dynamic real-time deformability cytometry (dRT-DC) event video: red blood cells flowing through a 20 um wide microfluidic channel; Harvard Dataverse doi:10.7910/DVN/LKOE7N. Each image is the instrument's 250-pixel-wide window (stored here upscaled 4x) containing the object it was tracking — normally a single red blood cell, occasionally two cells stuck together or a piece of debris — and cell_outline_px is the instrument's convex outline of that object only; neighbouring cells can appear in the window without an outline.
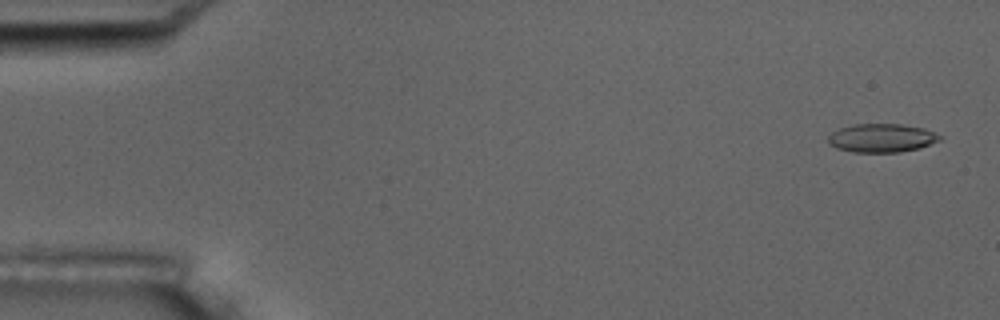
{"species": "common noctule bat (a hibernating species)", "species_latin": "Nyctalus noctula", "temperature_condition": "room temperature", "stored_images_in_passage": 6, "camera_frame_rate_fps": 3000, "um_per_image_px": 0.085, "animal": {"sex": "male", "body_mass_g": 17.5, "forearm_length_mm": 52.3}, "frame": {"image": 1, "passage_image": 1, "time_ms": 0.0, "image_size_px": [1000, 320], "cell_outline_px": [[940, 140], [920, 148], [900, 152], [852, 152], [836, 148], [828, 144], [828, 136], [832, 132], [840, 128], [852, 124], [900, 124], [924, 128], [940, 136]], "centroid_in_image_um": [74.9, 11.73], "position_along_channel_um": 10.1, "area_um2": 18.55}}